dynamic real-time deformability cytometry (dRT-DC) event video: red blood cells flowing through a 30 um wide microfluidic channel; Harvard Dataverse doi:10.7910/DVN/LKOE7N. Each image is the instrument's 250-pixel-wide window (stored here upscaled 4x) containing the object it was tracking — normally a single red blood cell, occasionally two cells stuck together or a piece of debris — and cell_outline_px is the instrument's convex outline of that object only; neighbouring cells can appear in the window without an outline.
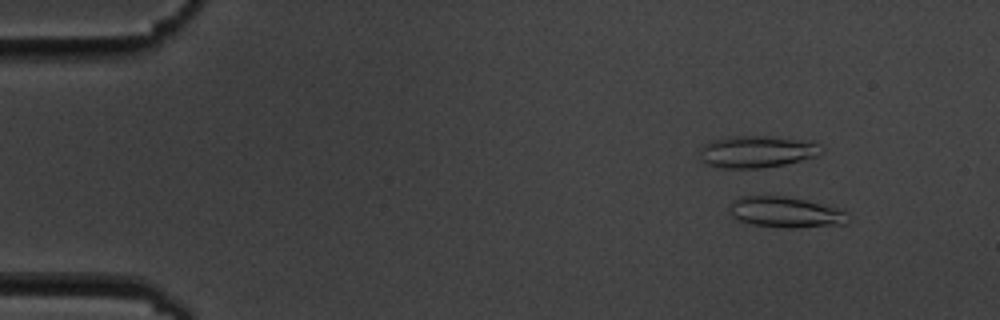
{"species": "common noctule bat (a hibernating species)", "species_latin": "Nyctalus noctula", "temperature_condition": "cold", "stored_images_in_passage": 4, "camera_frame_rate_fps": 3000, "um_per_image_px": 0.085, "animal": {"sex": "male", "body_mass_g": 19.5, "forearm_length_mm": 54.6}, "frame": {"image": 1, "passage_image": 2, "time_ms": 1.0, "image_size_px": [1000, 320], "cell_outline_px": [[848, 212], [844, 224], [792, 228], [784, 228], [752, 224], [740, 220], [732, 216], [728, 208], [740, 196], [784, 196], [832, 204]], "centroid_in_image_um": [66.83, 18.02], "position_along_channel_um": 18.2, "area_um2": 21.39}}